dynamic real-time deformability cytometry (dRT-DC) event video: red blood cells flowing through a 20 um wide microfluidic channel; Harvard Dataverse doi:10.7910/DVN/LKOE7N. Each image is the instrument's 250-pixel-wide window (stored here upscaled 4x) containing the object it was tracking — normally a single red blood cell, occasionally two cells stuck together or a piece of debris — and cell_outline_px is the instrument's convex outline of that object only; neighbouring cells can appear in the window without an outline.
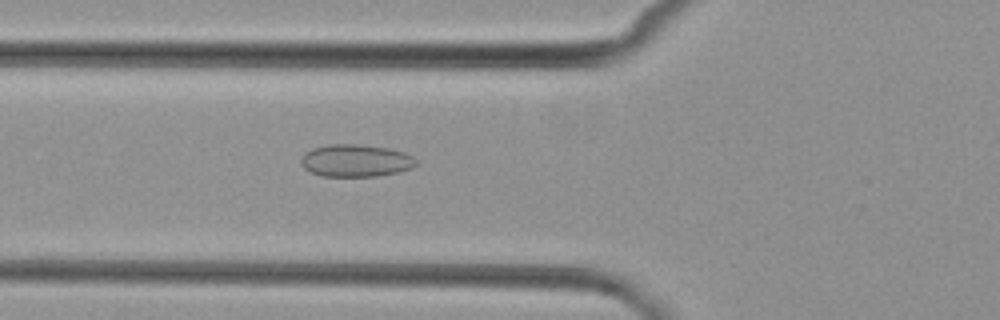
{"species": "common noctule bat (a hibernating species)", "species_latin": "Nyctalus noctula", "temperature_condition": "cold", "stored_images_in_passage": 4, "camera_frame_rate_fps": 3000, "um_per_image_px": 0.085, "animal": {"sex": "female", "body_mass_g": 29.2, "forearm_length_mm": 56.3}, "frame": {"image": 1, "passage_image": 4, "time_ms": 3.333, "image_size_px": [1000, 320], "cell_outline_px": [[416, 164], [412, 168], [400, 172], [376, 176], [320, 176], [304, 168], [300, 164], [300, 160], [312, 148], [328, 144], [360, 144], [388, 148], [404, 152], [412, 156], [416, 160]], "centroid_in_image_um": [30.25, 13.65], "position_along_channel_um": 95.6, "area_um2": 21.73}}